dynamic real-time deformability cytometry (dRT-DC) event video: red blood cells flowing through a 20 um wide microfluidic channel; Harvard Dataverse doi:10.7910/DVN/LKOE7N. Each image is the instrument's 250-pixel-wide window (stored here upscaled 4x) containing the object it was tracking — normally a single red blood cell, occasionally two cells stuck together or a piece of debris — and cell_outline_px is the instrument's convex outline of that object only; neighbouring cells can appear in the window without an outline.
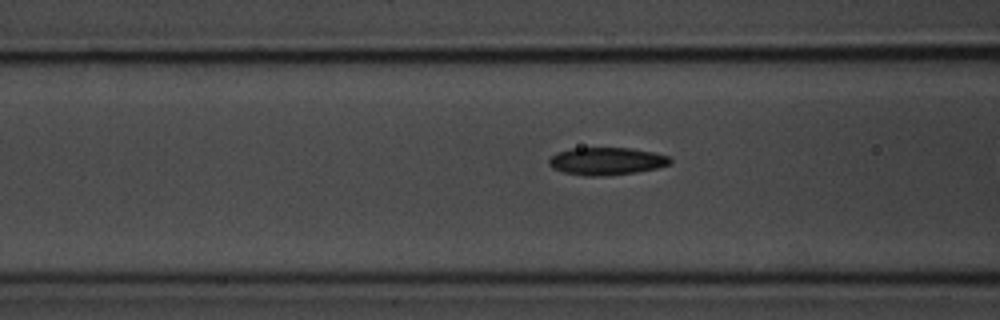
{"species": "common noctule bat (a hibernating species)", "species_latin": "Nyctalus noctula", "temperature_condition": "room temperature", "stored_images_in_passage": 20, "camera_frame_rate_fps": 3000, "um_per_image_px": 0.085, "animal": {"sex": "male", "body_mass_g": 20.1, "forearm_length_mm": 53.5}, "frame": {"image": 1, "passage_image": 15, "time_ms": 4.667, "image_size_px": [1000, 320], "cell_outline_px": [[672, 164], [656, 168], [636, 172], [604, 176], [584, 176], [564, 172], [552, 168], [548, 164], [548, 160], [556, 152], [572, 148], [632, 148], [652, 152], [668, 156], [672, 160]], "centroid_in_image_um": [51.54, 13.7], "position_along_channel_um": 115.1, "area_um2": 19.54}}